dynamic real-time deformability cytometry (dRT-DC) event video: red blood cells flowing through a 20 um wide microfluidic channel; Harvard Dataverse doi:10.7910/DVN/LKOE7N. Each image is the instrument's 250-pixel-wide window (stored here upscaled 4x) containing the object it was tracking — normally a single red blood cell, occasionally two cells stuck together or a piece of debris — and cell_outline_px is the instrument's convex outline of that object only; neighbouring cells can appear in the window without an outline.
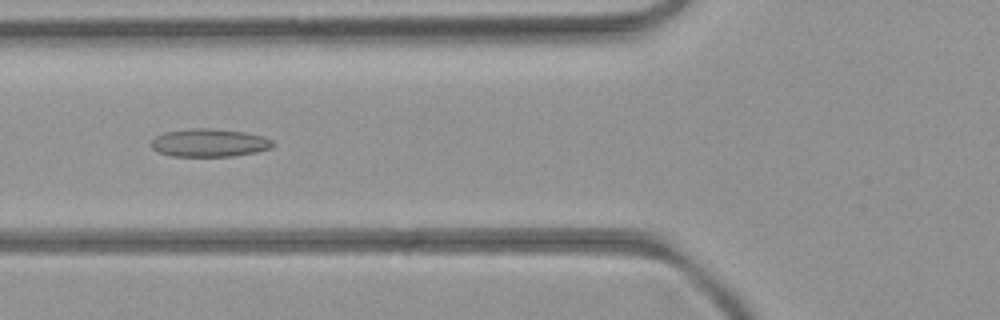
{"species": "common noctule bat (a hibernating species)", "species_latin": "Nyctalus noctula", "temperature_condition": "room temperature", "stored_images_in_passage": 8, "camera_frame_rate_fps": 3000, "um_per_image_px": 0.085, "animal": {"sex": "female", "body_mass_g": 21.9}, "frame": {"image": 1, "passage_image": 4, "time_ms": 4.333, "image_size_px": [1000, 320], "cell_outline_px": [[276, 144], [272, 148], [256, 152], [232, 156], [172, 156], [156, 152], [152, 148], [152, 140], [156, 136], [164, 132], [188, 128], [212, 128], [244, 132], [264, 136], [272, 140]], "centroid_in_image_um": [17.8, 12.13], "position_along_channel_um": 108.0, "area_um2": 20.06}}
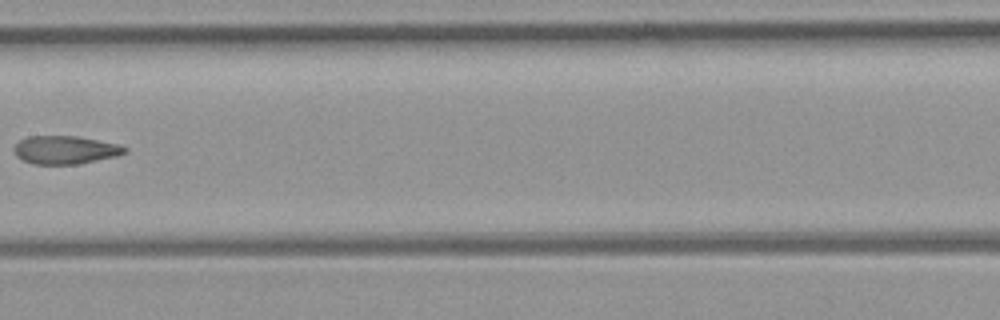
{"frame": {"image": 2, "passage_image": 6, "time_ms": 6.667, "image_size_px": [1000, 320], "cell_outline_px": [[128, 152], [116, 156], [80, 164], [32, 164], [16, 156], [12, 152], [12, 148], [20, 140], [28, 136], [76, 136], [120, 144], [128, 148]], "centroid_in_image_um": [5.54, 12.74], "position_along_channel_um": 201.9, "area_um2": 18.38}}
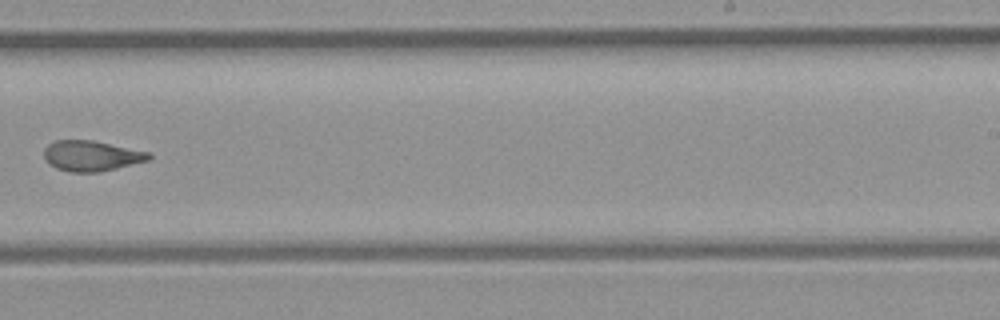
{"frame": {"image": 3, "passage_image": 8, "time_ms": 8.667, "image_size_px": [1000, 320], "cell_outline_px": [[152, 156], [148, 160], [100, 172], [68, 172], [56, 168], [48, 164], [44, 160], [44, 148], [48, 144], [56, 140], [92, 140], [148, 152]], "centroid_in_image_um": [7.7, 13.25], "position_along_channel_um": 281.3, "area_um2": 18.55}}